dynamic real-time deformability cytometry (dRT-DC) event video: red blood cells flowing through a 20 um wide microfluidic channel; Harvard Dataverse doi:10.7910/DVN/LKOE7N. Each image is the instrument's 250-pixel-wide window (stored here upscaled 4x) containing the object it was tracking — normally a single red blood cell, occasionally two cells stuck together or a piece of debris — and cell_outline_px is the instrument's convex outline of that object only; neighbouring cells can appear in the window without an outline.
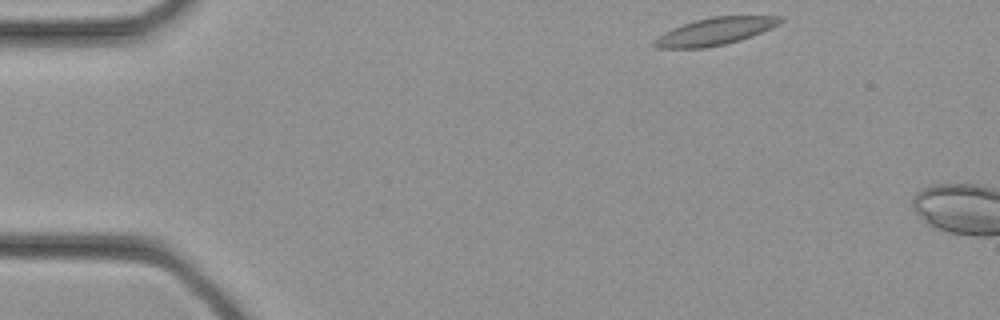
{"species": "common noctule bat (a hibernating species)", "species_latin": "Nyctalus noctula", "temperature_condition": "cold", "stored_images_in_passage": 3, "camera_frame_rate_fps": 3000, "um_per_image_px": 0.085, "animal": {"sex": "female", "body_mass_g": 21.9}, "frame": {"image": 1, "passage_image": 1, "time_ms": 0.0, "image_size_px": [1000, 320], "cell_outline_px": [[784, 20], [772, 28], [752, 36], [740, 40], [724, 44], [704, 48], [656, 48], [652, 44], [652, 40], [656, 36], [672, 28], [696, 20], [712, 16], [780, 16]], "centroid_in_image_um": [60.74, 2.67], "position_along_channel_um": 24.3, "area_um2": 20.06}}